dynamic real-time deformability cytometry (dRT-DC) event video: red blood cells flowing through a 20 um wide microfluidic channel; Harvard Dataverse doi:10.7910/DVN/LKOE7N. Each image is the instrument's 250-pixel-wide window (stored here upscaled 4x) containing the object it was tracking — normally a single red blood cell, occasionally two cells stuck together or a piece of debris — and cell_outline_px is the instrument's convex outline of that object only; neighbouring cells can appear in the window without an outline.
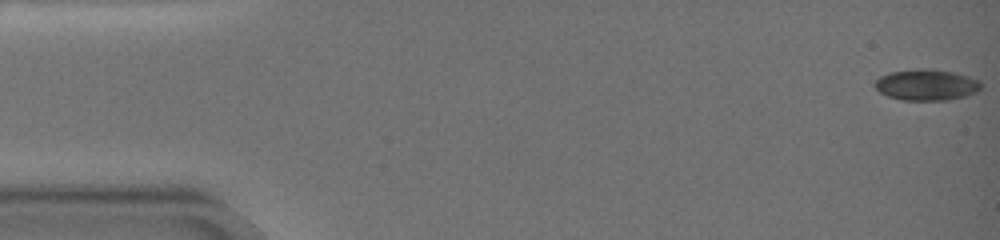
{"species": "common noctule bat (a hibernating species)", "species_latin": "Nyctalus noctula", "temperature_condition": "warm", "stored_images_in_passage": 47, "camera_frame_rate_fps": 3000, "um_per_image_px": 0.085, "animal": {"sex": "female", "body_mass_g": 19.0, "forearm_length_mm": 51.5}, "frame": {"image": 1, "passage_image": 1, "time_ms": 0.0, "image_size_px": [1000, 240], "cell_outline_px": [[980, 88], [976, 92], [964, 96], [948, 100], [900, 100], [888, 96], [880, 92], [872, 84], [880, 76], [888, 72], [920, 68], [932, 68], [952, 72], [968, 76], [980, 80]], "centroid_in_image_um": [78.71, 7.2], "position_along_channel_um": 6.3, "area_um2": 19.36}}
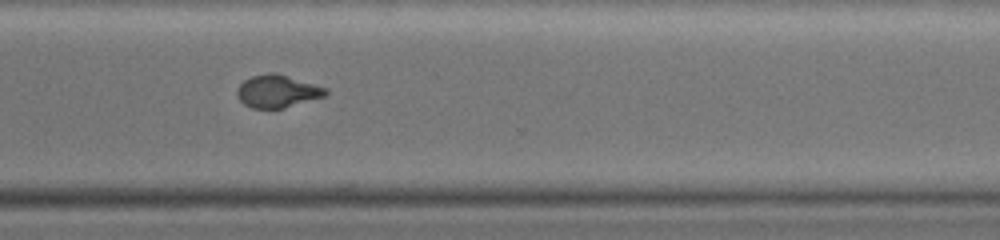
{"frame": {"image": 2, "passage_image": 43, "time_ms": 14.667, "image_size_px": [1000, 240], "cell_outline_px": [[328, 92], [324, 96], [284, 108], [252, 108], [244, 104], [236, 96], [236, 88], [244, 80], [252, 76], [268, 72], [276, 72], [328, 88]], "centroid_in_image_um": [23.55, 7.74], "position_along_channel_um": 347.0, "area_um2": 16.94}}
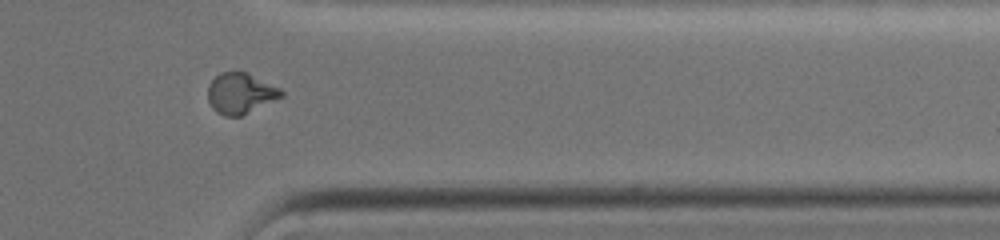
{"frame": {"image": 3, "passage_image": 46, "time_ms": 16.0, "image_size_px": [1000, 240], "cell_outline_px": [[284, 96], [240, 116], [224, 116], [216, 112], [212, 108], [208, 100], [208, 84], [220, 72], [248, 72], [280, 88], [284, 92]], "centroid_in_image_um": [20.44, 7.93], "position_along_channel_um": 391.0, "area_um2": 17.46}}